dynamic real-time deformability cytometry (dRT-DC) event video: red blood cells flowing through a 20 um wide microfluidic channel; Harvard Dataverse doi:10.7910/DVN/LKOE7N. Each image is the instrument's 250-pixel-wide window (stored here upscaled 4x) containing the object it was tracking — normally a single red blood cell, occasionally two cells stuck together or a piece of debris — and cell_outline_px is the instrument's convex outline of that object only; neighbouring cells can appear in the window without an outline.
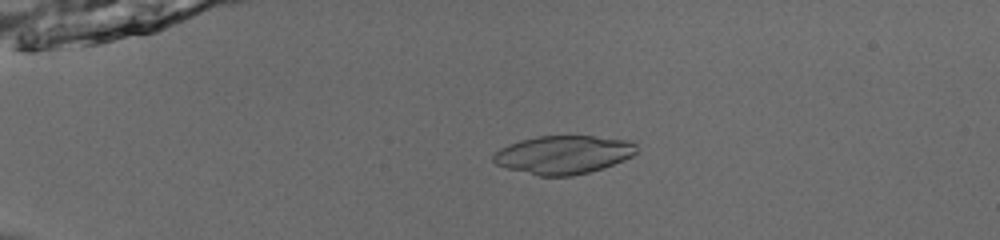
{"species": "common noctule bat (a hibernating species)", "species_latin": "Nyctalus noctula", "temperature_condition": "room temperature", "stored_images_in_passage": 53, "camera_frame_rate_fps": 3000, "um_per_image_px": 0.085, "animal": {"sex": "male", "body_mass_g": 13.0, "forearm_length_mm": 53.1}, "frame": {"image": 1, "passage_image": 14, "time_ms": 4.333, "image_size_px": [1000, 240], "cell_outline_px": [[636, 152], [632, 156], [624, 160], [604, 168], [572, 176], [536, 176], [508, 168], [496, 164], [492, 160], [492, 156], [500, 148], [508, 144], [520, 140], [536, 136], [592, 136], [632, 140], [636, 144]], "centroid_in_image_um": [47.89, 13.15], "position_along_channel_um": 37.1, "area_um2": 32.19}}